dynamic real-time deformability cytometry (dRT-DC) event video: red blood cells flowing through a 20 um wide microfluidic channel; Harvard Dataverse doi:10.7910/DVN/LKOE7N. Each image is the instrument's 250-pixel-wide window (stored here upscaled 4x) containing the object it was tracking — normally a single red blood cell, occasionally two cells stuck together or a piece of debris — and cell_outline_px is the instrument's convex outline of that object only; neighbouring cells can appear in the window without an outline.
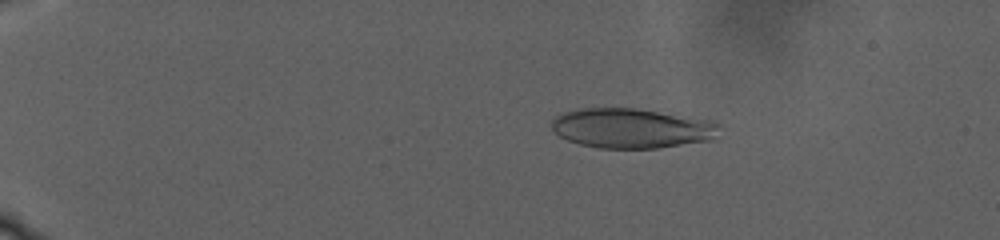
{"species": "human", "species_latin": "Homo sapiens", "temperature_condition": "warm", "stored_images_in_passage": 58, "camera_frame_rate_fps": 3000, "um_per_image_px": 0.085, "donor": {"sex": "male"}, "frame": {"image": 1, "passage_image": 40, "time_ms": 6.667, "image_size_px": [1000, 240], "cell_outline_px": [[720, 124], [712, 140], [656, 148], [600, 148], [580, 144], [568, 140], [560, 136], [552, 128], [552, 120], [556, 116], [564, 112], [580, 108], [636, 108], [708, 120]], "centroid_in_image_um": [53.65, 10.9], "position_along_channel_um": 31.3, "area_um2": 38.49}}